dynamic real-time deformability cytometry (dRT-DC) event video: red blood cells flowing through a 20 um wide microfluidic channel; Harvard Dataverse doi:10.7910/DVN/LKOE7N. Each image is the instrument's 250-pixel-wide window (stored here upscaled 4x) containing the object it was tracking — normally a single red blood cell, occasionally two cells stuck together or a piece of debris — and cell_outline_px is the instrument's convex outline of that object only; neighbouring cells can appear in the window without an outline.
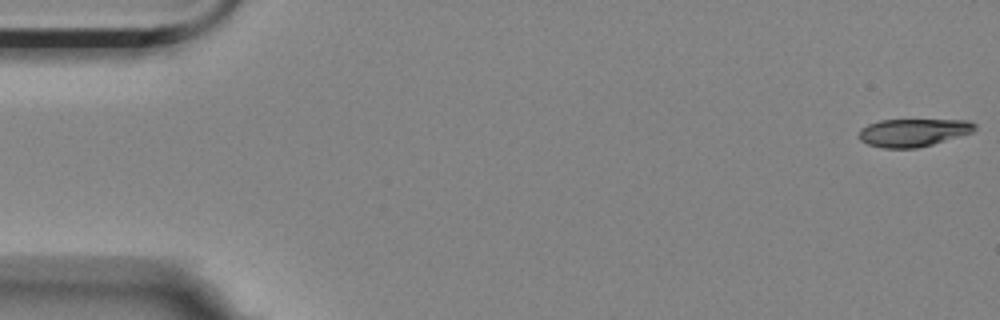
{"species": "Egyptian fruit bat (a non-hibernating species)", "species_latin": "Rousettus aegyptiacus", "temperature_condition": "room temperature", "stored_images_in_passage": 9, "camera_frame_rate_fps": 3000, "um_per_image_px": 0.085, "animal": {"sex": "female"}, "frame": {"image": 1, "passage_image": 1, "time_ms": 0.0, "image_size_px": [1000, 320], "cell_outline_px": [[976, 128], [972, 132], [932, 144], [916, 148], [884, 148], [868, 144], [860, 140], [856, 136], [860, 128], [868, 124], [880, 120], [968, 120], [976, 124]], "centroid_in_image_um": [77.57, 11.26], "position_along_channel_um": 7.4, "area_um2": 18.79}}